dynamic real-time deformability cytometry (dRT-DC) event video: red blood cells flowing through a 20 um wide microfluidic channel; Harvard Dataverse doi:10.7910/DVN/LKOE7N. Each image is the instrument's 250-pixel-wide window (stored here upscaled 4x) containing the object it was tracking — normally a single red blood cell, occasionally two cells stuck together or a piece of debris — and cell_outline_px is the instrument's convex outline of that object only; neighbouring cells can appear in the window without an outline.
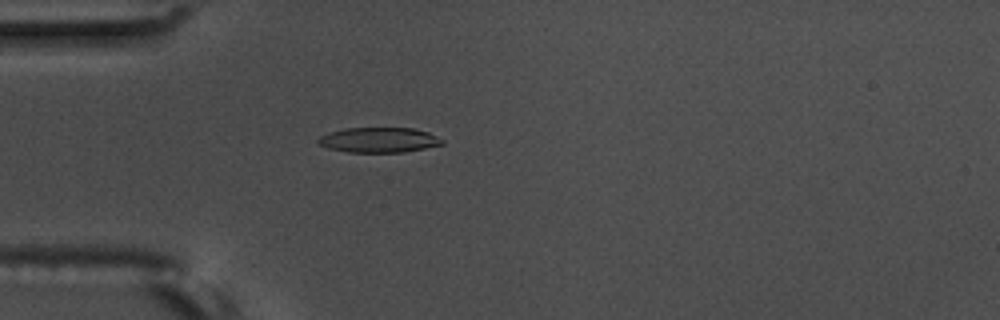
{"species": "common noctule bat (a hibernating species)", "species_latin": "Nyctalus noctula", "temperature_condition": "warm", "stored_images_in_passage": 49, "camera_frame_rate_fps": 3000, "um_per_image_px": 0.085, "animal": {"sex": "male", "body_mass_g": 17.5, "forearm_length_mm": 52.3}, "frame": {"image": 1, "passage_image": 8, "time_ms": 2.333, "image_size_px": [1000, 320], "cell_outline_px": [[444, 144], [404, 152], [348, 152], [328, 148], [320, 144], [316, 140], [320, 136], [344, 128], [412, 128], [428, 132], [444, 140]], "centroid_in_image_um": [32.22, 11.9], "position_along_channel_um": 52.8, "area_um2": 17.98}, "authors_computed_cell_mechanics": {"area_um2": 19.1896, "velocity_mm_per_s": 3.5751, "shape_relaxation_time_tau1_ms": 10.4319, "shape_relaxation_time_tau2_ms": 1.6001, "deformation_change_tau1": 0.286, "deformation_change_tau2": 0.0893}}